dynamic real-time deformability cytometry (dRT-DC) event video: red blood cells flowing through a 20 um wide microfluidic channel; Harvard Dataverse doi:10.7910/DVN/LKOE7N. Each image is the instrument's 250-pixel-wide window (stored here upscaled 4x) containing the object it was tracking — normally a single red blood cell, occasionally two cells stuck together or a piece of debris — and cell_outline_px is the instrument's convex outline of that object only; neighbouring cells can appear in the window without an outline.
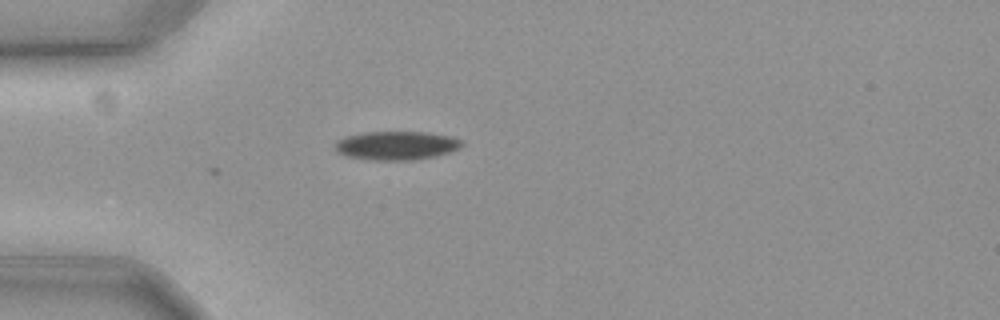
{"species": "common noctule bat (a hibernating species)", "species_latin": "Nyctalus noctula", "temperature_condition": "cold", "stored_images_in_passage": 3, "camera_frame_rate_fps": 3000, "um_per_image_px": 0.085, "animal": {"sex": "female", "body_mass_g": 19.3, "forearm_length_mm": 54.1}, "frame": {"image": 1, "passage_image": 1, "time_ms": 0.0, "image_size_px": [1000, 320], "cell_outline_px": [[464, 144], [448, 152], [436, 156], [412, 160], [372, 160], [344, 156], [336, 152], [332, 148], [336, 140], [348, 136], [364, 132], [424, 132], [448, 136], [460, 140]], "centroid_in_image_um": [33.59, 12.38], "position_along_channel_um": 51.4, "area_um2": 21.15}}